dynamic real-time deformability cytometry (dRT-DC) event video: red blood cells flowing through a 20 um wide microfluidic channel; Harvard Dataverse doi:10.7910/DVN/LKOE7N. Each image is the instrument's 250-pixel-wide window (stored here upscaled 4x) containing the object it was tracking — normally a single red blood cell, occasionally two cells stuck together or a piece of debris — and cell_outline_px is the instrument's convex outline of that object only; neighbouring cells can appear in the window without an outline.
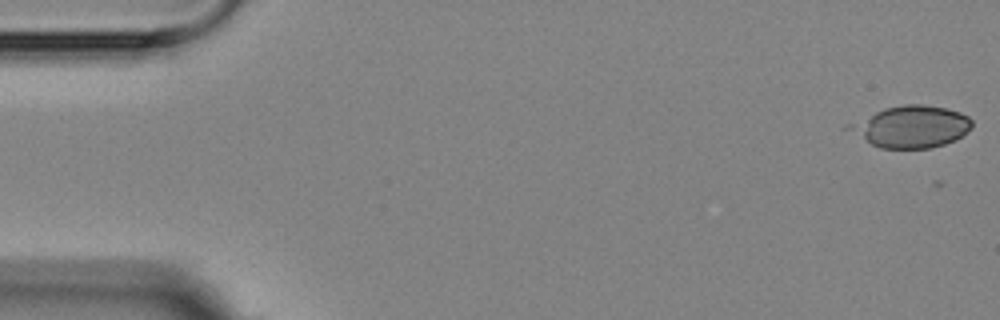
{"species": "Egyptian fruit bat (a non-hibernating species)", "species_latin": "Rousettus aegyptiacus", "temperature_condition": "room temperature", "stored_images_in_passage": 5, "camera_frame_rate_fps": 3000, "um_per_image_px": 0.085, "animal": {"sex": "female"}, "frame": {"image": 1, "passage_image": 1, "time_ms": 0.0, "image_size_px": [1000, 320], "cell_outline_px": [[972, 128], [956, 140], [944, 144], [928, 148], [880, 148], [872, 144], [844, 128], [844, 124], [884, 108], [904, 104], [920, 104], [944, 108], [960, 112], [968, 116], [972, 120]], "centroid_in_image_um": [77.42, 10.76], "position_along_channel_um": 7.6, "area_um2": 30.0}}